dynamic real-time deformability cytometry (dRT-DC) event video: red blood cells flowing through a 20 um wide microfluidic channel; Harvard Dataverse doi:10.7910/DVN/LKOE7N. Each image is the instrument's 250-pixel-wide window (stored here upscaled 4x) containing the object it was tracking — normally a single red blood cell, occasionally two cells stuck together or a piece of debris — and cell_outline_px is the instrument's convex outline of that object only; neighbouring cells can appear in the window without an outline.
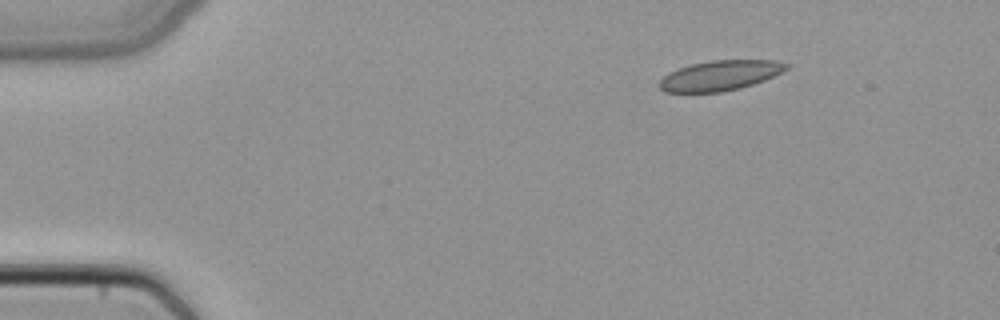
{"species": "common noctule bat (a hibernating species)", "species_latin": "Nyctalus noctula", "temperature_condition": "cold", "stored_images_in_passage": 2, "camera_frame_rate_fps": 3000, "um_per_image_px": 0.085, "animal": {"sex": "female", "body_mass_g": 22.7, "forearm_length_mm": 54.2}, "frame": {"image": 1, "passage_image": 2, "time_ms": 0.333, "image_size_px": [1000, 320], "cell_outline_px": [[792, 64], [788, 68], [764, 80], [740, 88], [720, 92], [664, 92], [656, 84], [668, 72], [692, 64], [712, 60], [776, 60]], "centroid_in_image_um": [61.19, 6.41], "position_along_channel_um": 23.8, "area_um2": 22.2}}